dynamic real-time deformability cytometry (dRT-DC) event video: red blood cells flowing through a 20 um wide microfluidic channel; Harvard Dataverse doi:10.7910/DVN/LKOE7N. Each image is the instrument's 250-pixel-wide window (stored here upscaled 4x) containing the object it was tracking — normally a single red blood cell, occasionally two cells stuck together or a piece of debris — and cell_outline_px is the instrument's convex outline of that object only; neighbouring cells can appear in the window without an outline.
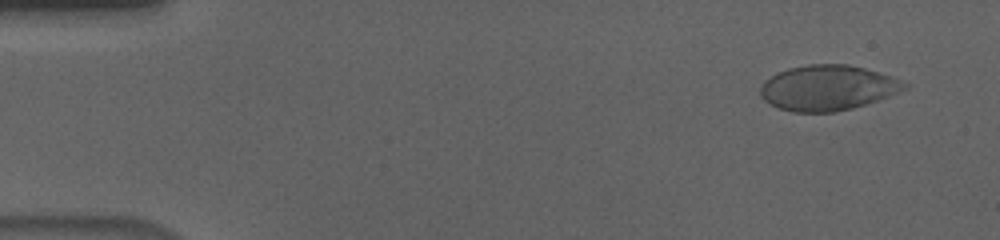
{"species": "human", "species_latin": "Homo sapiens", "temperature_condition": "cold", "stored_images_in_passage": 56, "camera_frame_rate_fps": 3000, "um_per_image_px": 0.085, "donor": {"sex": "male"}, "frame": {"image": 1, "passage_image": 4, "time_ms": 1.0, "image_size_px": [1000, 240], "cell_outline_px": [[908, 88], [888, 96], [852, 108], [836, 112], [792, 112], [780, 108], [764, 100], [760, 96], [760, 88], [764, 80], [776, 72], [788, 68], [808, 64], [848, 64], [864, 68], [900, 80], [908, 84]], "centroid_in_image_um": [70.3, 7.46], "position_along_channel_um": 14.7, "area_um2": 37.8}}
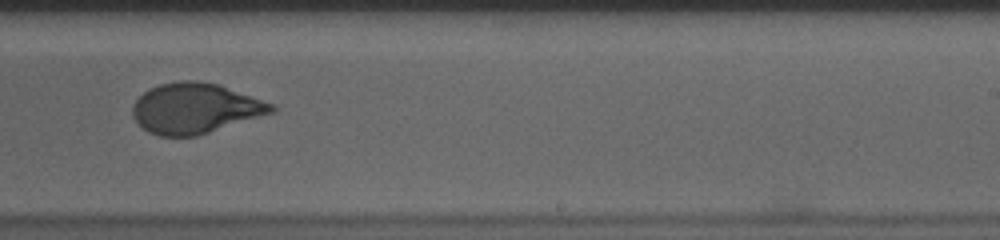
{"frame": {"image": 2, "passage_image": 35, "time_ms": 11.333, "image_size_px": [1000, 240], "cell_outline_px": [[276, 112], [196, 136], [160, 136], [148, 132], [132, 116], [132, 104], [148, 88], [160, 84], [180, 80], [196, 80], [220, 84], [276, 104]], "centroid_in_image_um": [16.62, 9.19], "position_along_channel_um": 272.4, "area_um2": 41.1}}
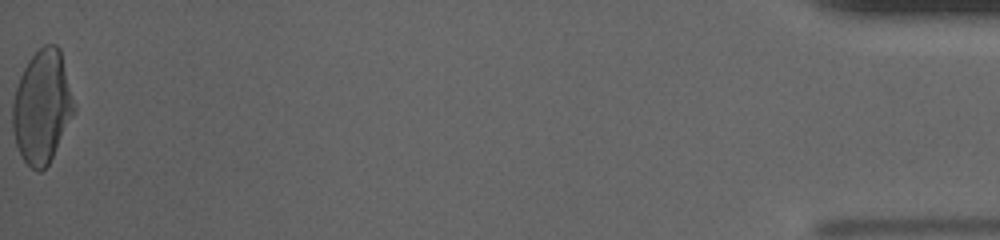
{"frame": {"image": 3, "passage_image": 56, "time_ms": 18.333, "image_size_px": [1000, 240], "cell_outline_px": [[76, 108], [48, 164], [40, 172], [36, 172], [24, 160], [16, 144], [12, 128], [12, 104], [16, 88], [20, 76], [28, 60], [44, 44], [56, 44], [60, 48]], "centroid_in_image_um": [3.57, 9.05], "position_along_channel_um": 431.6, "area_um2": 40.06}, "authors_computed_cell_mechanics": {"area_um2": 40.171, "velocity_mm_per_s": 3.6513, "shape_relaxation_time_tau1_ms": 4.1205, "shape_relaxation_time_tau2_ms": null, "deformation_change_tau1": 0.1774, "deformation_change_tau2": null}}